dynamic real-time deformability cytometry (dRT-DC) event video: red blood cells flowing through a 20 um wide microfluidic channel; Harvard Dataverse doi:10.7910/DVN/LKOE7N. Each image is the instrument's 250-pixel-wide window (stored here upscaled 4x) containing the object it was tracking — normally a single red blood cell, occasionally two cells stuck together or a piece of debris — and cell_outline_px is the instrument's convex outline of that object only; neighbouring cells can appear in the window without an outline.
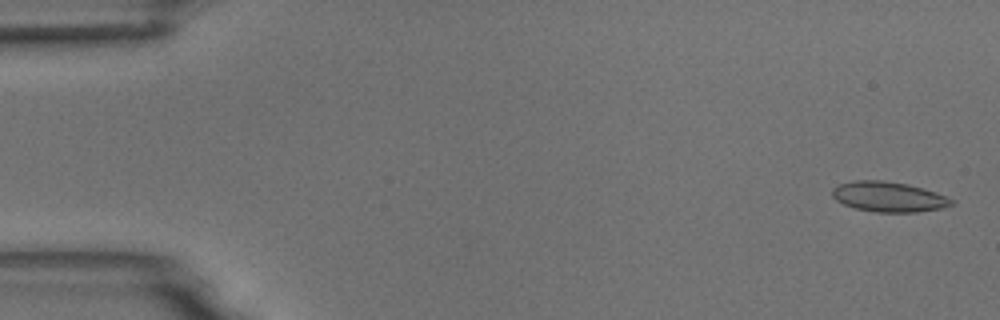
{"species": "common noctule bat (a hibernating species)", "species_latin": "Nyctalus noctula", "temperature_condition": "room temperature", "stored_images_in_passage": 54, "camera_frame_rate_fps": 3000, "um_per_image_px": 0.085, "animal": {"sex": "male", "body_mass_g": 18.8}, "frame": {"image": 1, "passage_image": 2, "time_ms": 0.333, "image_size_px": [1000, 320], "cell_outline_px": [[956, 204], [940, 208], [916, 212], [876, 212], [856, 208], [844, 204], [836, 200], [832, 196], [832, 188], [840, 184], [856, 180], [884, 180], [908, 184], [936, 192], [956, 200]], "centroid_in_image_um": [75.56, 16.72], "position_along_channel_um": 9.4, "area_um2": 20.98}}
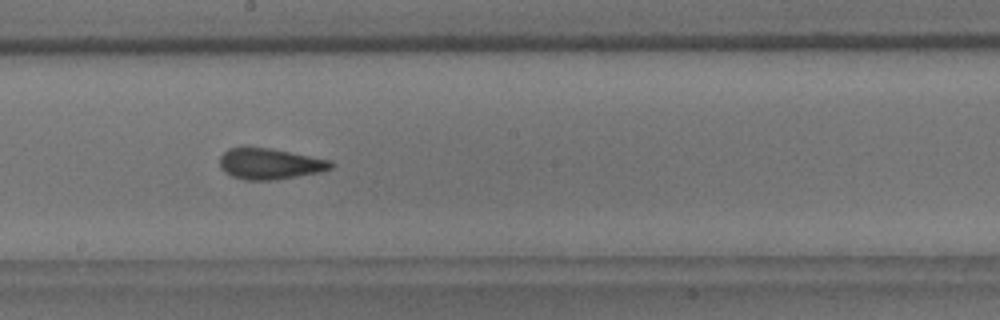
{"frame": {"image": 2, "passage_image": 30, "time_ms": 9.667, "image_size_px": [1000, 320], "cell_outline_px": [[336, 164], [332, 168], [320, 172], [272, 180], [244, 180], [232, 176], [224, 172], [220, 168], [220, 156], [228, 148], [244, 144], [268, 148], [332, 160]], "centroid_in_image_um": [22.89, 13.89], "position_along_channel_um": 225.3, "area_um2": 20.52}}
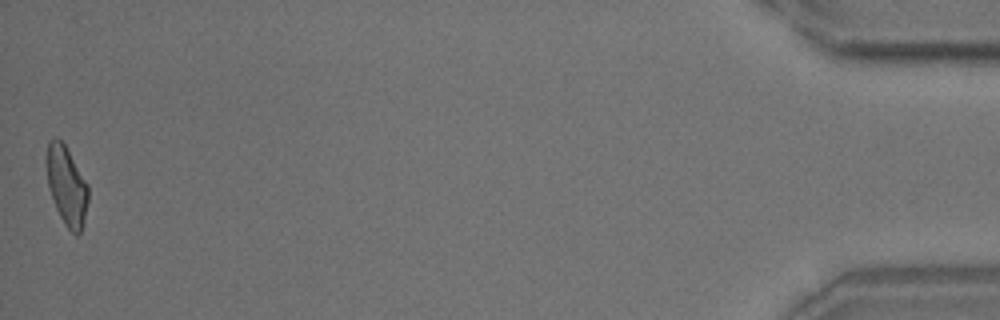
{"frame": {"image": 3, "passage_image": 54, "time_ms": 17.667, "image_size_px": [1000, 320], "cell_outline_px": [[88, 200], [84, 220], [80, 232], [76, 236], [64, 224], [56, 208], [48, 188], [44, 164], [44, 160], [48, 140], [52, 136], [56, 136], [64, 144], [88, 184]], "centroid_in_image_um": [5.61, 15.72], "position_along_channel_um": 429.6, "area_um2": 19.54}, "authors_computed_cell_mechanics": {"area_um2": 20.0566, "velocity_mm_per_s": 3.7358, "shape_relaxation_time_tau1_ms": 8.8723, "shape_relaxation_time_tau2_ms": 1.3991, "deformation_change_tau1": 0.2045, "deformation_change_tau2": 0.0917}}